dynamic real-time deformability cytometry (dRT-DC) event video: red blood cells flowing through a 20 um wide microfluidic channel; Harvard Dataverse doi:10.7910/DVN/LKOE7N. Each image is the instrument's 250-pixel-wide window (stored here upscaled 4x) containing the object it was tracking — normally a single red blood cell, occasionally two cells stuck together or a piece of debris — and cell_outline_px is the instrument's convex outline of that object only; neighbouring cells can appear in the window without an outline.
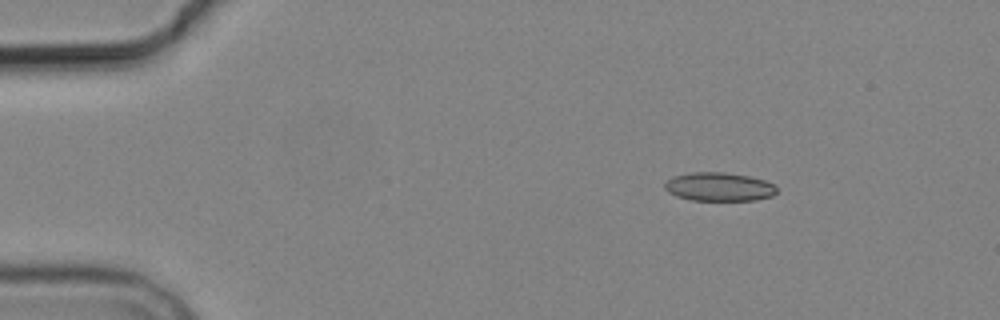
{"species": "common noctule bat (a hibernating species)", "species_latin": "Nyctalus noctula", "temperature_condition": "cold", "stored_images_in_passage": 3, "camera_frame_rate_fps": 3000, "um_per_image_px": 0.085, "animal": {"sex": "male", "body_mass_g": 19.2, "forearm_length_mm": 51.8}, "frame": {"image": 1, "passage_image": 1, "time_ms": 0.0, "image_size_px": [1000, 320], "cell_outline_px": [[776, 192], [772, 196], [756, 200], [692, 200], [676, 196], [668, 192], [664, 188], [664, 184], [668, 180], [676, 176], [692, 172], [724, 172], [748, 176], [764, 180], [772, 184], [776, 188]], "centroid_in_image_um": [61.11, 15.88], "position_along_channel_um": 23.9, "area_um2": 18.5}}